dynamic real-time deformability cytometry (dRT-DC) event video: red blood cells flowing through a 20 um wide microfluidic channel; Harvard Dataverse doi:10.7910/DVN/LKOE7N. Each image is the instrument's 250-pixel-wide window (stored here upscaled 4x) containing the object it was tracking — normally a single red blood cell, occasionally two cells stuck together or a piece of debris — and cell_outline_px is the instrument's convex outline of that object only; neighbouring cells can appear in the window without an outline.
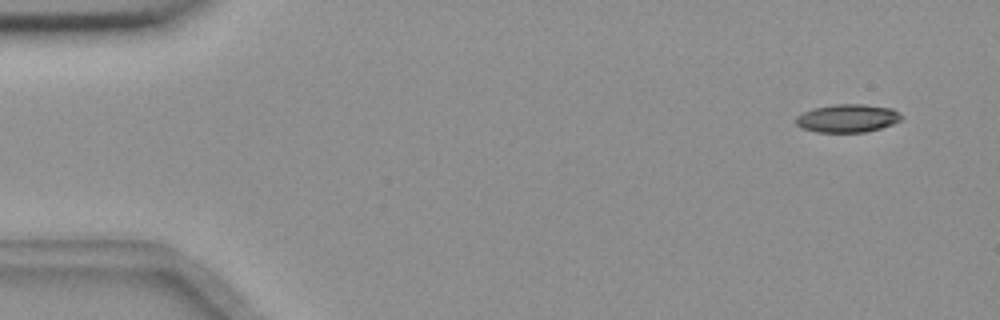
{"species": "common noctule bat (a hibernating species)", "species_latin": "Nyctalus noctula", "temperature_condition": "room temperature", "stored_images_in_passage": 5, "camera_frame_rate_fps": 3000, "um_per_image_px": 0.085, "animal": {"sex": "female", "body_mass_g": 18.4}, "frame": {"image": 1, "passage_image": 1, "time_ms": 0.0, "image_size_px": [1000, 320], "cell_outline_px": [[904, 116], [900, 120], [892, 124], [880, 128], [864, 132], [816, 132], [804, 128], [796, 124], [796, 116], [812, 108], [832, 104], [864, 104], [892, 108]], "centroid_in_image_um": [72.04, 10.04], "position_along_channel_um": 13.0, "area_um2": 17.28}}
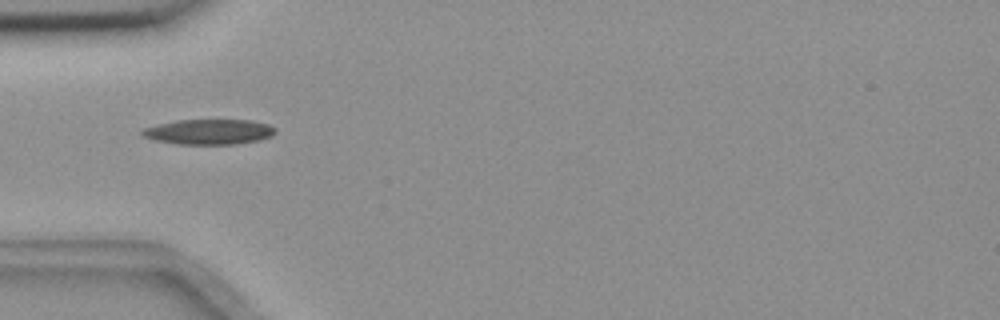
{"frame": {"image": 2, "passage_image": 5, "time_ms": 1.333, "image_size_px": [1000, 320], "cell_outline_px": [[276, 132], [272, 136], [256, 140], [236, 144], [176, 144], [156, 140], [140, 136], [140, 132], [144, 128], [176, 120], [252, 120], [268, 124], [276, 128]], "centroid_in_image_um": [17.76, 11.2], "position_along_channel_um": 67.2, "area_um2": 19.54}}